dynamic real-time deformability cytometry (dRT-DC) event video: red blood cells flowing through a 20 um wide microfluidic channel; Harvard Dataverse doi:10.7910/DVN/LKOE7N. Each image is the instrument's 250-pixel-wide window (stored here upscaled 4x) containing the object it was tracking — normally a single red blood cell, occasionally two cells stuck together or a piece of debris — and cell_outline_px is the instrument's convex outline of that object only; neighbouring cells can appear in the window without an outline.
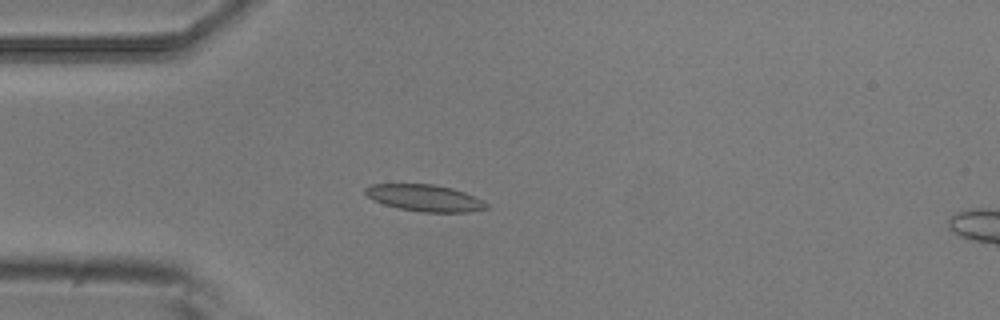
{"species": "common noctule bat (a hibernating species)", "species_latin": "Nyctalus noctula", "temperature_condition": "room temperature", "stored_images_in_passage": 5, "camera_frame_rate_fps": 3000, "um_per_image_px": 0.085, "animal": {"sex": "male", "body_mass_g": 20.5, "forearm_length_mm": 52.5}, "frame": {"image": 1, "passage_image": 4, "time_ms": 1.0, "image_size_px": [1000, 320], "cell_outline_px": [[488, 208], [468, 212], [420, 212], [400, 208], [384, 204], [372, 200], [364, 192], [364, 188], [372, 184], [432, 184], [452, 188], [464, 192], [484, 200], [488, 204]], "centroid_in_image_um": [36.11, 16.82], "position_along_channel_um": 48.9, "area_um2": 18.84}}